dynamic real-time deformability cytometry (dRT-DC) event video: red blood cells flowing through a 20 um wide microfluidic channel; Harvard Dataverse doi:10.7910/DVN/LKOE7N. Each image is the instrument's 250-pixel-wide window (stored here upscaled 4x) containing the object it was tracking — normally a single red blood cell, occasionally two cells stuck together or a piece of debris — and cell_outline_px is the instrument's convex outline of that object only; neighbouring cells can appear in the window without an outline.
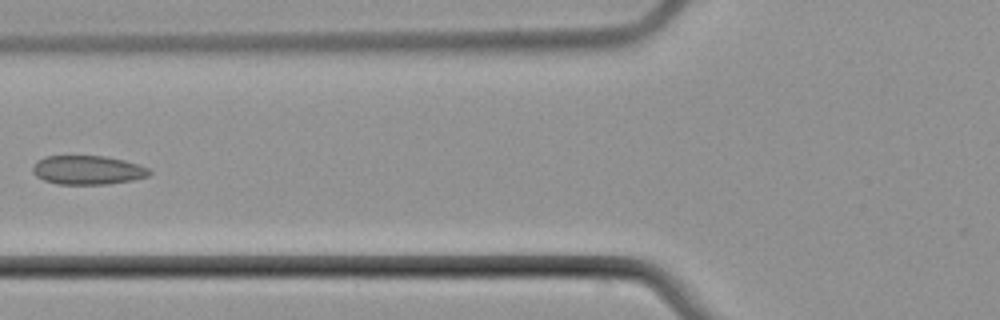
{"species": "common noctule bat (a hibernating species)", "species_latin": "Nyctalus noctula", "temperature_condition": "cold", "stored_images_in_passage": 3, "camera_frame_rate_fps": 3000, "um_per_image_px": 0.085, "animal": {"sex": "male", "body_mass_g": 21.5, "forearm_length_mm": 52.0}, "frame": {"image": 1, "passage_image": 3, "time_ms": 2.667, "image_size_px": [1000, 320], "cell_outline_px": [[152, 172], [148, 176], [132, 180], [108, 184], [56, 184], [44, 180], [36, 176], [32, 172], [32, 164], [36, 160], [44, 156], [104, 156], [124, 160], [140, 164], [148, 168]], "centroid_in_image_um": [7.43, 14.45], "position_along_channel_um": 118.4, "area_um2": 19.88}}